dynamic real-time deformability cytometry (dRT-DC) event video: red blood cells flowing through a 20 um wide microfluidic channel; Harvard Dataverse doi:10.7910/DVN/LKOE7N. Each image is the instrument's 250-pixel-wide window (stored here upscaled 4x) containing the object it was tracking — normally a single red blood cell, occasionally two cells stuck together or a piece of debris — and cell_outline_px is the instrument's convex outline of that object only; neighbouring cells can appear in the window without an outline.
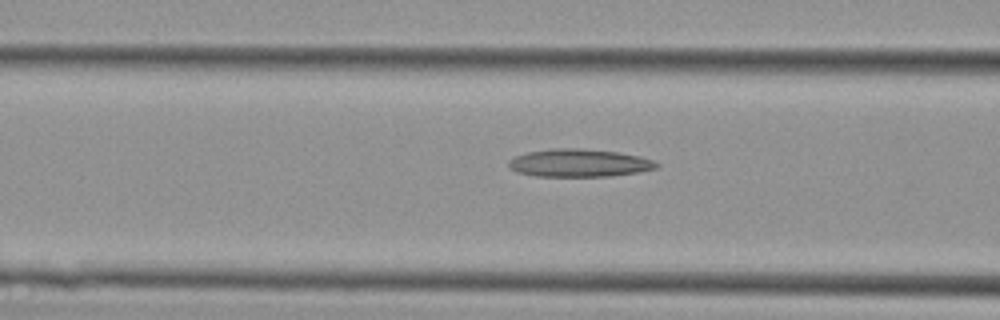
{"species": "Egyptian fruit bat (a non-hibernating species)", "species_latin": "Rousettus aegyptiacus", "temperature_condition": "cold", "stored_images_in_passage": 6, "camera_frame_rate_fps": 3000, "um_per_image_px": 0.085, "animal": {"sex": "female"}, "frame": {"image": 1, "passage_image": 4, "time_ms": 1.0, "image_size_px": [1000, 320], "cell_outline_px": [[660, 168], [612, 176], [536, 176], [516, 172], [508, 168], [508, 160], [516, 156], [528, 152], [552, 148], [580, 148], [616, 152], [640, 156], [652, 160], [660, 164]], "centroid_in_image_um": [49.22, 13.85], "position_along_channel_um": 117.4, "area_um2": 24.04}}